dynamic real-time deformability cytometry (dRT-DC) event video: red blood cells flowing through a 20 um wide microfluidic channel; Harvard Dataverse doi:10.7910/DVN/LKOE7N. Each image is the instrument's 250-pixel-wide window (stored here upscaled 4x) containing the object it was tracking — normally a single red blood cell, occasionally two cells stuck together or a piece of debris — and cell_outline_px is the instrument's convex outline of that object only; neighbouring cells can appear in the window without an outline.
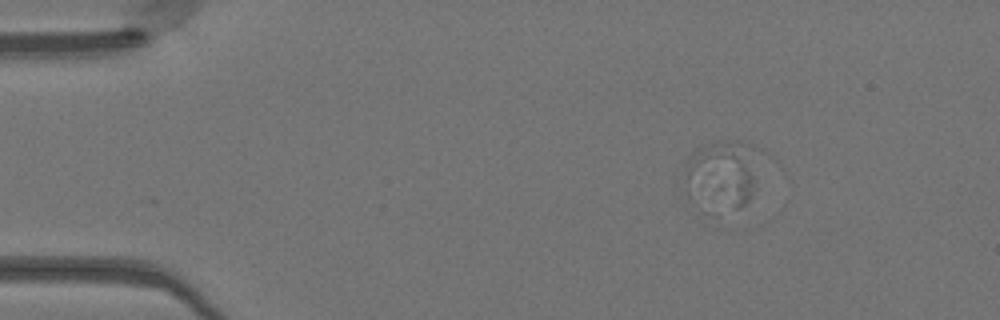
{"species": "Egyptian fruit bat (a non-hibernating species)", "species_latin": "Rousettus aegyptiacus", "temperature_condition": "warm", "stored_images_in_passage": 51, "camera_frame_rate_fps": 3000, "um_per_image_px": 0.085, "animal": {"sex": "female"}, "frame": {"image": 1, "passage_image": 8, "time_ms": 2.333, "image_size_px": [1000, 320], "cell_outline_px": [[756, 188], [752, 196], [740, 208], [736, 208], [688, 176], [688, 172], [692, 152], [704, 144], [720, 140], [736, 140], [744, 144]], "centroid_in_image_um": [61.53, 14.53], "position_along_channel_um": 23.5, "area_um2": 22.95}}
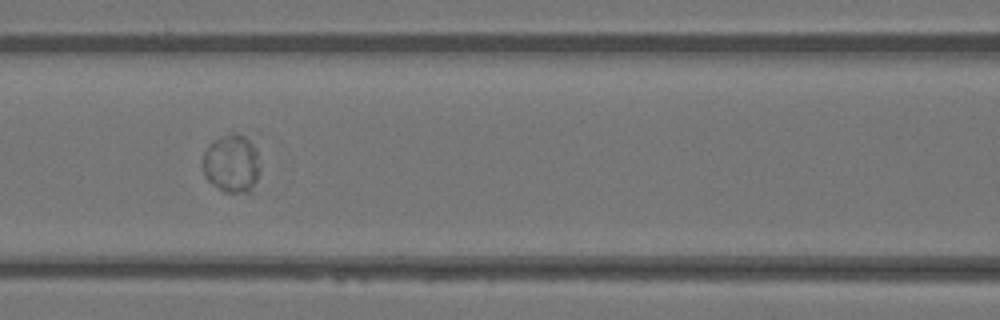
{"frame": {"image": 2, "passage_image": 23, "time_ms": 7.333, "image_size_px": [1000, 320], "cell_outline_px": [[260, 172], [256, 180], [248, 192], [224, 192], [208, 180], [204, 176], [204, 152], [208, 144], [220, 136], [232, 132], [244, 136], [256, 148]], "centroid_in_image_um": [19.68, 13.88], "position_along_channel_um": 146.9, "area_um2": 19.19}}
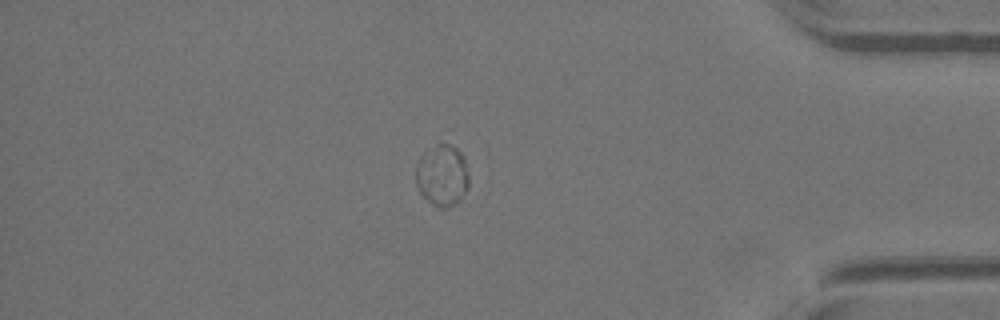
{"frame": {"image": 3, "passage_image": 44, "time_ms": 14.333, "image_size_px": [1000, 320], "cell_outline_px": [[468, 188], [460, 200], [456, 204], [448, 208], [440, 208], [432, 204], [420, 192], [416, 184], [416, 164], [420, 156], [424, 152], [440, 140], [452, 144], [464, 156], [468, 172]], "centroid_in_image_um": [37.59, 14.87], "position_along_channel_um": 397.6, "area_um2": 19.48}}